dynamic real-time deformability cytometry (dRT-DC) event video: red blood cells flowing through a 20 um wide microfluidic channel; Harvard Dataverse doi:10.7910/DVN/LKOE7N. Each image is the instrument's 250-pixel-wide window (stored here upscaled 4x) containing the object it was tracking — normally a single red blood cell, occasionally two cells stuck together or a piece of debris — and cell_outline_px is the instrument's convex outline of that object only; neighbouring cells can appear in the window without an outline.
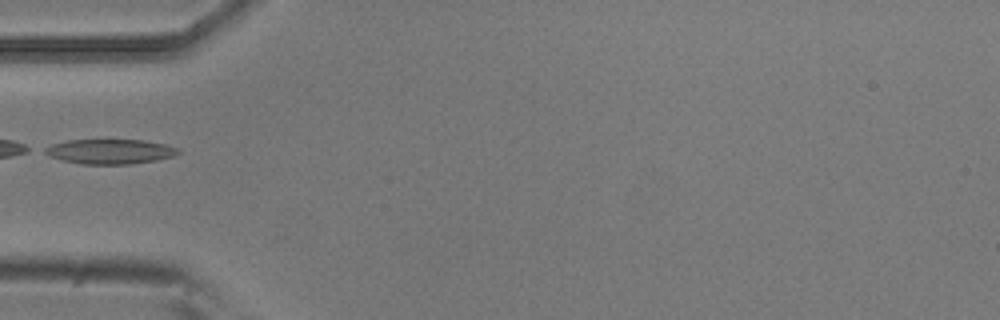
{"species": "common noctule bat (a hibernating species)", "species_latin": "Nyctalus noctula", "temperature_condition": "room temperature", "stored_images_in_passage": 5, "camera_frame_rate_fps": 3000, "um_per_image_px": 0.085, "animal": {"sex": "male", "body_mass_g": 20.5, "forearm_length_mm": 52.5}, "frame": {"image": 1, "passage_image": 5, "time_ms": 1.333, "image_size_px": [1000, 320], "cell_outline_px": [[180, 152], [172, 156], [156, 160], [128, 164], [80, 164], [48, 156], [40, 152], [44, 148], [52, 144], [68, 140], [144, 140], [164, 144], [180, 148]], "centroid_in_image_um": [9.31, 12.87], "position_along_channel_um": 75.7, "area_um2": 19.25}}